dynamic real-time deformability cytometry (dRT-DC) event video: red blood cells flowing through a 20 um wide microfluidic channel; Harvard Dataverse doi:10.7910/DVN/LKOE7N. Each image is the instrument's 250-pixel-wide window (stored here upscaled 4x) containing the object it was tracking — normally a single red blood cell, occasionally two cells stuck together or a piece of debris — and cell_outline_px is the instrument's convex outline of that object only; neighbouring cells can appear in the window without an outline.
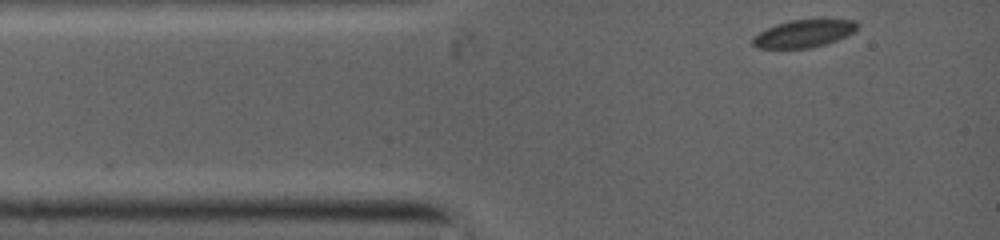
{"species": "common noctule bat (a hibernating species)", "species_latin": "Nyctalus noctula", "temperature_condition": "warm", "stored_images_in_passage": 22, "camera_frame_rate_fps": 5000, "um_per_image_px": 0.085, "animal": {"sex": "female", "body_mass_g": 19.0, "forearm_length_mm": 53.3}, "frame": {"image": 1, "passage_image": 1, "time_ms": 0.0, "image_size_px": [1000, 240], "cell_outline_px": [[856, 28], [852, 32], [836, 40], [824, 44], [808, 48], [760, 48], [752, 44], [752, 40], [760, 32], [776, 24], [792, 20], [852, 20], [856, 24]], "centroid_in_image_um": [68.27, 2.86], "position_along_channel_um": 16.7, "area_um2": 16.13}}
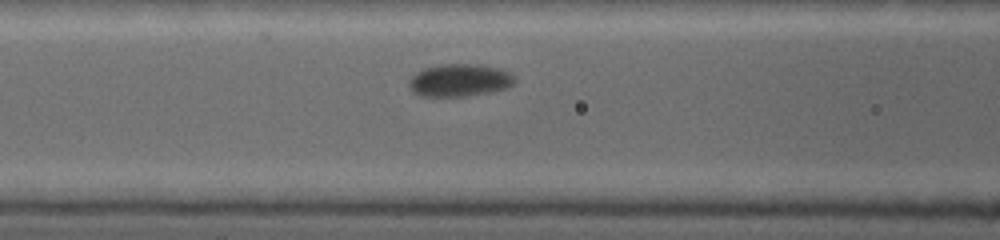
{"frame": {"image": 2, "passage_image": 13, "time_ms": 3.4, "image_size_px": [1000, 240], "cell_outline_px": [[512, 84], [504, 88], [464, 96], [424, 96], [416, 92], [412, 88], [412, 76], [428, 68], [444, 64], [476, 64], [496, 68], [512, 76]], "centroid_in_image_um": [39.05, 6.82], "position_along_channel_um": 127.5, "area_um2": 18.73}}
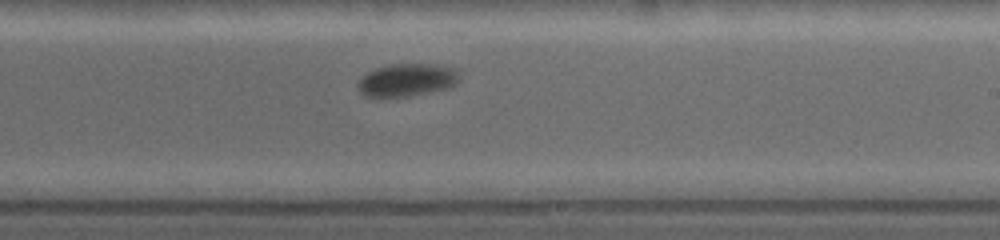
{"frame": {"image": 3, "passage_image": 22, "time_ms": 6.4, "image_size_px": [1000, 240], "cell_outline_px": [[456, 80], [452, 84], [444, 88], [424, 92], [400, 96], [368, 96], [360, 88], [360, 80], [364, 76], [376, 68], [392, 64], [420, 64], [448, 68], [456, 76]], "centroid_in_image_um": [34.49, 6.79], "position_along_channel_um": 254.5, "area_um2": 17.57}}